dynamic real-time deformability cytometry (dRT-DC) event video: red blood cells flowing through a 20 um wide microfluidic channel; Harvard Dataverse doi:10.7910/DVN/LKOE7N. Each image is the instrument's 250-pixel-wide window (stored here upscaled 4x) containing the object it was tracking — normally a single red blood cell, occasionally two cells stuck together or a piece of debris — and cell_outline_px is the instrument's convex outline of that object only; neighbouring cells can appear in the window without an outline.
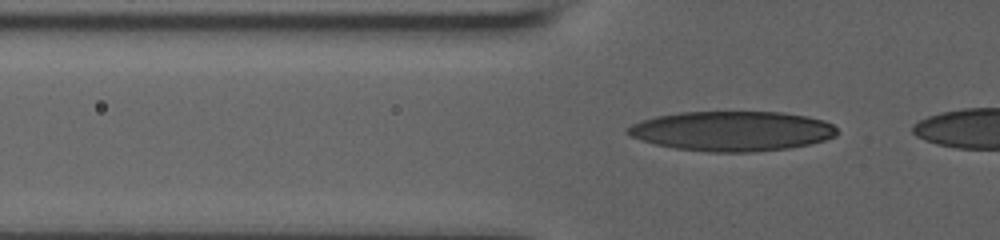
{"species": "human", "species_latin": "Homo sapiens", "temperature_condition": "room temperature", "stored_images_in_passage": 7, "camera_frame_rate_fps": 3000, "um_per_image_px": 0.085, "donor": {"sex": "male"}, "frame": {"image": 1, "passage_image": 3, "time_ms": 0.667, "image_size_px": [1000, 240], "cell_outline_px": [[836, 136], [812, 144], [788, 148], [752, 152], [708, 152], [676, 148], [656, 144], [632, 136], [624, 132], [632, 124], [640, 120], [656, 116], [680, 112], [780, 112], [808, 116], [824, 120], [832, 124], [836, 128]], "centroid_in_image_um": [62.24, 11.14], "position_along_channel_um": 63.6, "area_um2": 48.55}}